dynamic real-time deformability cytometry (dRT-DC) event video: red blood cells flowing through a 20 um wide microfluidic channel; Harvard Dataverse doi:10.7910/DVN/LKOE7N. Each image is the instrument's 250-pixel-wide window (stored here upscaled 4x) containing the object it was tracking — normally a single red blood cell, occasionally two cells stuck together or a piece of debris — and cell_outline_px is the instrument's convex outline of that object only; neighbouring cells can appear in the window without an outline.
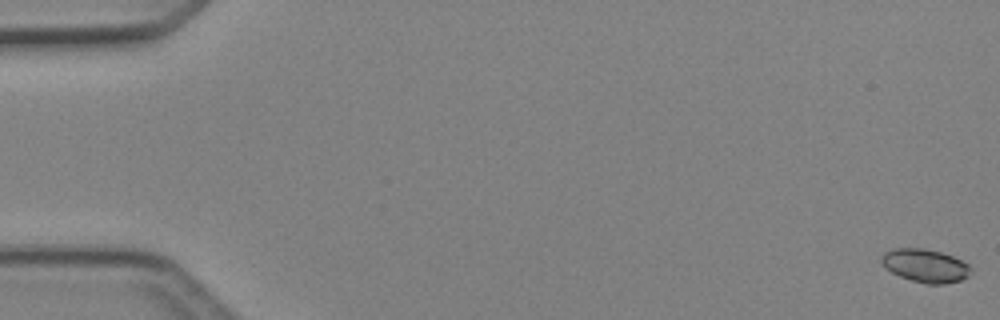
{"species": "Egyptian fruit bat (a non-hibernating species)", "species_latin": "Rousettus aegyptiacus", "temperature_condition": "cold", "stored_images_in_passage": 50, "camera_frame_rate_fps": 3000, "um_per_image_px": 0.085, "animal": {"sex": "female"}, "frame": {"image": 1, "passage_image": 1, "time_ms": 0.0, "image_size_px": [1000, 320], "cell_outline_px": [[972, 272], [968, 276], [960, 280], [944, 284], [924, 284], [900, 276], [884, 268], [880, 260], [880, 256], [884, 252], [892, 248], [924, 248], [940, 252], [952, 256], [968, 264], [972, 268]], "centroid_in_image_um": [78.62, 22.58], "position_along_channel_um": 6.4, "area_um2": 17.46}}
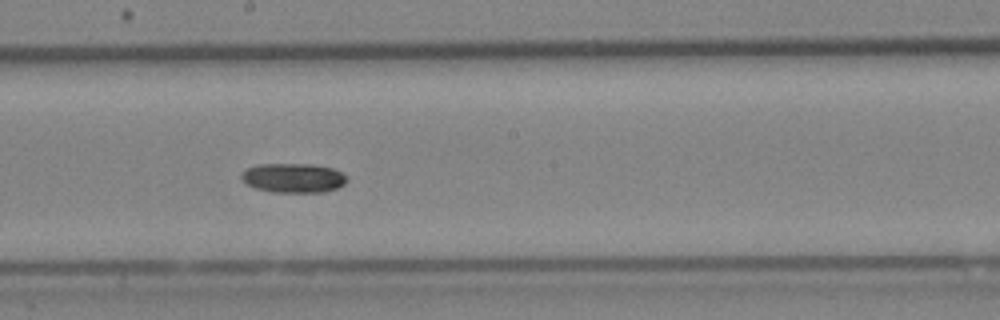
{"frame": {"image": 2, "passage_image": 28, "time_ms": 9.0, "image_size_px": [1000, 320], "cell_outline_px": [[348, 180], [344, 184], [336, 188], [324, 192], [272, 192], [256, 188], [240, 180], [240, 172], [244, 168], [256, 164], [312, 164], [332, 168], [348, 176]], "centroid_in_image_um": [24.89, 15.11], "position_along_channel_um": 223.3, "area_um2": 18.32}}
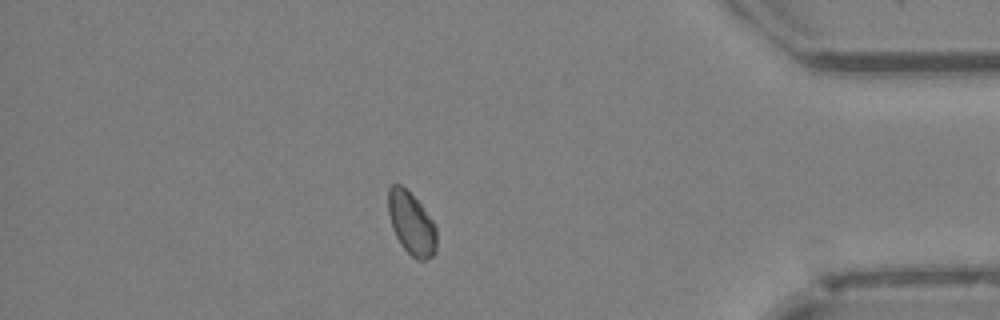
{"frame": {"image": 3, "passage_image": 43, "time_ms": 14.0, "image_size_px": [1000, 320], "cell_outline_px": [[436, 252], [432, 256], [424, 260], [416, 260], [400, 244], [392, 228], [388, 212], [388, 188], [392, 184], [400, 184], [420, 204], [432, 220], [436, 228]], "centroid_in_image_um": [34.96, 19.01], "position_along_channel_um": 400.2, "area_um2": 17.51}, "authors_computed_cell_mechanics": {"area_um2": 17.5423, "velocity_mm_per_s": 4.2271, "shape_relaxation_time_tau1_ms": 4.1528, "shape_relaxation_time_tau2_ms": null, "deformation_change_tau1": 0.11, "deformation_change_tau2": null}}